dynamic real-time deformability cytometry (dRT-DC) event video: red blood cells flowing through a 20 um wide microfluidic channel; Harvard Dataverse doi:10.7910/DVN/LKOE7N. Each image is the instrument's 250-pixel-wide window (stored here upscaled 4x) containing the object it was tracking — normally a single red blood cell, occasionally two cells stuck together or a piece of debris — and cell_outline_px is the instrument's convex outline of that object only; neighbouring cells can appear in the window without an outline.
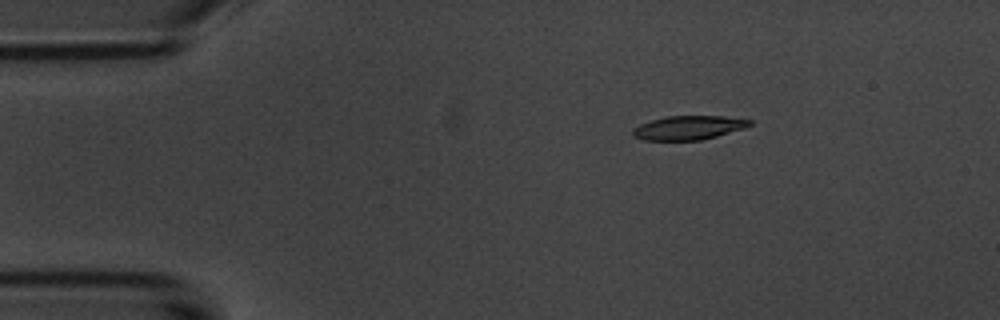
{"species": "common noctule bat (a hibernating species)", "species_latin": "Nyctalus noctula", "temperature_condition": "room temperature", "stored_images_in_passage": 4, "camera_frame_rate_fps": 3000, "um_per_image_px": 0.085, "animal": {"sex": "male", "body_mass_g": 20.1, "forearm_length_mm": 53.5}, "frame": {"image": 1, "passage_image": 2, "time_ms": 2.0, "image_size_px": [1000, 320], "cell_outline_px": [[752, 124], [744, 128], [716, 136], [700, 140], [644, 140], [632, 136], [632, 128], [640, 124], [664, 116], [724, 116], [752, 120]], "centroid_in_image_um": [58.49, 10.85], "position_along_channel_um": 26.5, "area_um2": 16.3}}
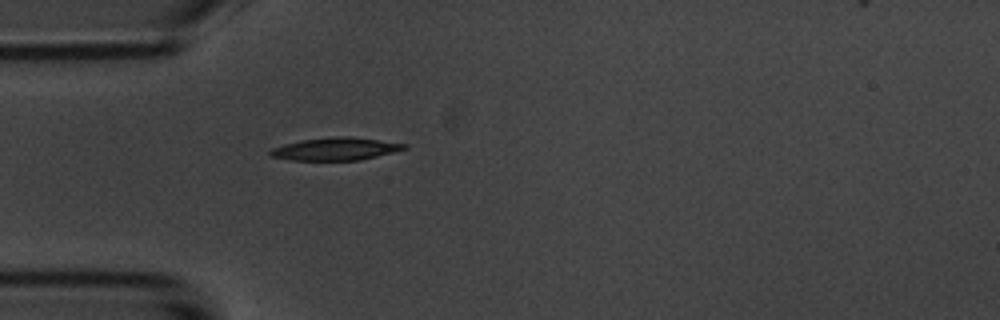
{"frame": {"image": 2, "passage_image": 4, "time_ms": 4.333, "image_size_px": [1000, 320], "cell_outline_px": [[408, 148], [360, 160], [292, 160], [268, 156], [268, 152], [272, 148], [284, 144], [300, 140], [336, 136], [348, 136], [408, 144]], "centroid_in_image_um": [28.48, 12.66], "position_along_channel_um": 56.5, "area_um2": 17.63}}